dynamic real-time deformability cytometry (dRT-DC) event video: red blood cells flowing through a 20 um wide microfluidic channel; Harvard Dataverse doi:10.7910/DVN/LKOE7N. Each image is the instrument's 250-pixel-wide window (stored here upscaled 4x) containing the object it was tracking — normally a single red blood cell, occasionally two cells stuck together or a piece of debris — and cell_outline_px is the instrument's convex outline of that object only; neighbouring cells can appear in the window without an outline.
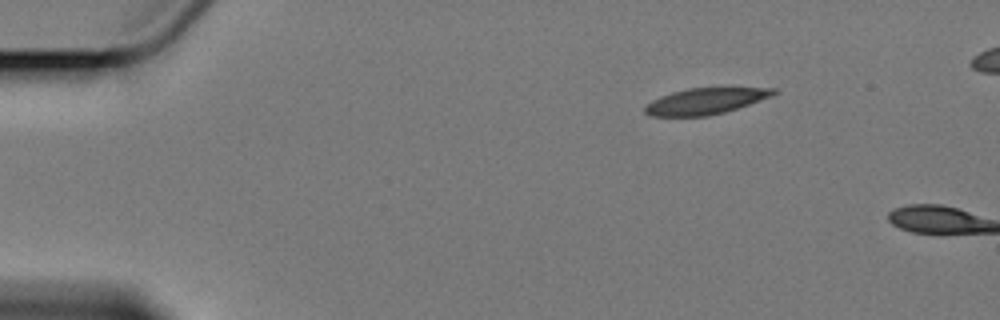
{"species": "Egyptian fruit bat (a non-hibernating species)", "species_latin": "Rousettus aegyptiacus", "temperature_condition": "cold", "stored_images_in_passage": 2, "camera_frame_rate_fps": 3000, "um_per_image_px": 0.085, "animal": {"sex": "female"}, "frame": {"image": 1, "passage_image": 1, "time_ms": 0.0, "image_size_px": [1000, 320], "cell_outline_px": [[780, 92], [772, 96], [724, 112], [708, 116], [648, 116], [644, 112], [644, 108], [652, 100], [660, 96], [672, 92], [688, 88], [776, 88]], "centroid_in_image_um": [59.95, 8.6], "position_along_channel_um": 25.1, "area_um2": 19.48}}